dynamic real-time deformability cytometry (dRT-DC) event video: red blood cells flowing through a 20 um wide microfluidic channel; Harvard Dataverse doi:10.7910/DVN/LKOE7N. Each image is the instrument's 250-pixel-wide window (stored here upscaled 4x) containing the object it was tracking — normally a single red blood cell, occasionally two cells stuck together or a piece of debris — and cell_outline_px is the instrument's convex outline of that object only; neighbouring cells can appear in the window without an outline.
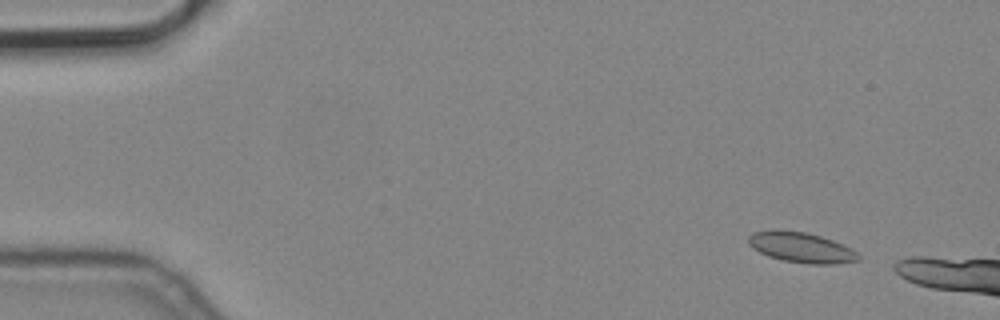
{"species": "common noctule bat (a hibernating species)", "species_latin": "Nyctalus noctula", "temperature_condition": "cold", "stored_images_in_passage": 4, "camera_frame_rate_fps": 3000, "um_per_image_px": 0.085, "animal": {"sex": "male", "body_mass_g": 19.2, "forearm_length_mm": 51.8}, "frame": {"image": 1, "passage_image": 1, "time_ms": 0.0, "image_size_px": [1000, 320], "cell_outline_px": [[860, 260], [836, 264], [812, 264], [784, 260], [768, 256], [752, 248], [748, 244], [748, 236], [752, 232], [772, 228], [804, 232], [820, 236], [832, 240], [852, 248], [860, 256]], "centroid_in_image_um": [68.07, 21.01], "position_along_channel_um": 16.9, "area_um2": 19.59}}